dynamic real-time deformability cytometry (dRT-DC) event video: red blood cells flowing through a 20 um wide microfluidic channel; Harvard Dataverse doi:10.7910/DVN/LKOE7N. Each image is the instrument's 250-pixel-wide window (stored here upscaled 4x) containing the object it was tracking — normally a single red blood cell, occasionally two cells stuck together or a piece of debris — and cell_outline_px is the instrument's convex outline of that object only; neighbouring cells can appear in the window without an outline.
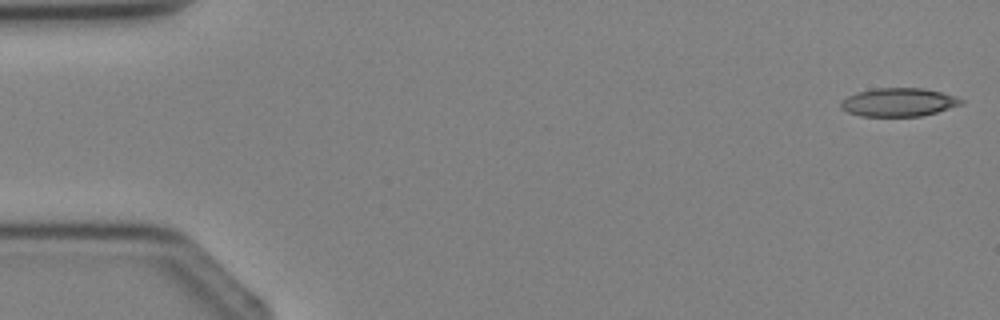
{"species": "Egyptian fruit bat (a non-hibernating species)", "species_latin": "Rousettus aegyptiacus", "temperature_condition": "cold", "stored_images_in_passage": 4, "camera_frame_rate_fps": 3000, "um_per_image_px": 0.085, "animal": {"sex": "female"}, "frame": {"image": 1, "passage_image": 1, "time_ms": 0.0, "image_size_px": [1000, 320], "cell_outline_px": [[964, 100], [960, 104], [936, 112], [920, 116], [860, 116], [848, 112], [840, 108], [840, 104], [848, 96], [856, 92], [876, 88], [924, 88], [940, 92]], "centroid_in_image_um": [76.33, 8.69], "position_along_channel_um": 8.7, "area_um2": 19.59}}